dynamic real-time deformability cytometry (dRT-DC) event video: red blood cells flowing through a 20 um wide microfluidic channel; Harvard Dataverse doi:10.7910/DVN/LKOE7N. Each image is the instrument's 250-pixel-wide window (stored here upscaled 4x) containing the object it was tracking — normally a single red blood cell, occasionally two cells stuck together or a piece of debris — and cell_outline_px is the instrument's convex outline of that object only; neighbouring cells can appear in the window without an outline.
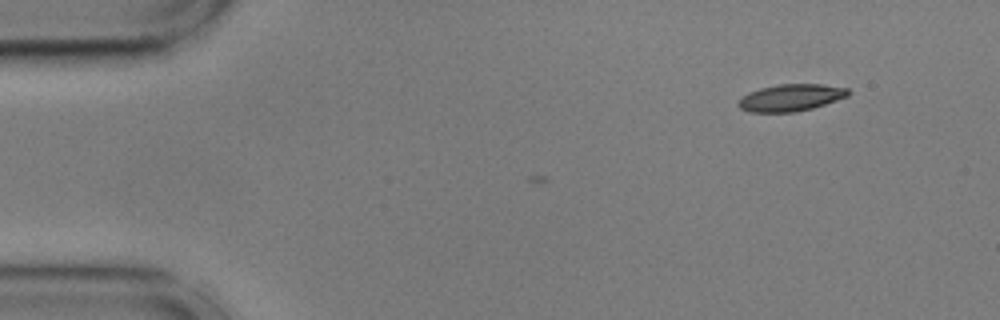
{"species": "common noctule bat (a hibernating species)", "species_latin": "Nyctalus noctula", "temperature_condition": "cold", "stored_images_in_passage": 6, "camera_frame_rate_fps": 3000, "um_per_image_px": 0.085, "animal": {"sex": "male", "body_mass_g": 17.9, "forearm_length_mm": 54.2}, "frame": {"image": 1, "passage_image": 6, "time_ms": 1.667, "image_size_px": [1000, 320], "cell_outline_px": [[852, 92], [848, 96], [812, 108], [796, 112], [748, 112], [740, 108], [736, 104], [748, 92], [760, 88], [780, 84], [820, 84], [848, 88]], "centroid_in_image_um": [67.22, 8.3], "position_along_channel_um": 17.8, "area_um2": 17.22}}